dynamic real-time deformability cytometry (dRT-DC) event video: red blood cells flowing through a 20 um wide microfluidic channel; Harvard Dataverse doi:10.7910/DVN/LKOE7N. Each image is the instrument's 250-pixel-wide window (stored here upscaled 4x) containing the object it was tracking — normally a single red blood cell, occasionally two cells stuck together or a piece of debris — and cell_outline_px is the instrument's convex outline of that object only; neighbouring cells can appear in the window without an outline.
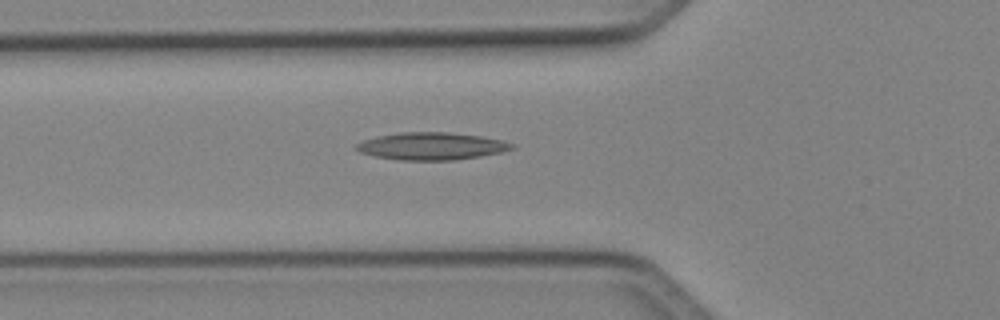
{"species": "Egyptian fruit bat (a non-hibernating species)", "species_latin": "Rousettus aegyptiacus", "temperature_condition": "cold", "stored_images_in_passage": 41, "camera_frame_rate_fps": 3000, "um_per_image_px": 0.085, "animal": {"sex": "female"}, "frame": {"image": 1, "passage_image": 10, "time_ms": 3.0, "image_size_px": [1000, 320], "cell_outline_px": [[516, 148], [500, 152], [480, 156], [452, 160], [400, 160], [376, 156], [360, 152], [356, 148], [356, 144], [364, 140], [376, 136], [400, 132], [448, 132], [480, 136], [500, 140], [516, 144]], "centroid_in_image_um": [36.69, 12.41], "position_along_channel_um": 89.1, "area_um2": 24.68}}
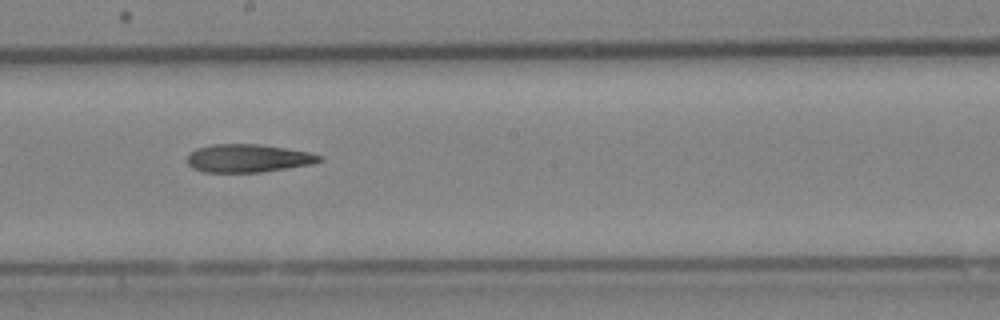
{"frame": {"image": 2, "passage_image": 20, "time_ms": 6.333, "image_size_px": [1000, 320], "cell_outline_px": [[324, 160], [312, 164], [260, 172], [204, 172], [192, 168], [188, 164], [188, 156], [196, 148], [212, 144], [260, 144], [308, 152], [324, 156]], "centroid_in_image_um": [21.1, 13.45], "position_along_channel_um": 227.1, "area_um2": 21.56}}
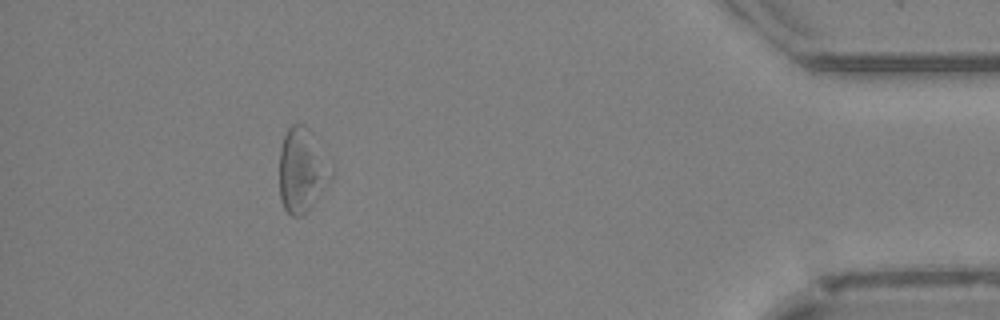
{"frame": {"image": 3, "passage_image": 37, "time_ms": 12.0, "image_size_px": [1000, 320], "cell_outline_px": [[320, 176], [312, 204], [308, 212], [300, 216], [292, 216], [284, 208], [280, 200], [280, 148], [284, 136], [288, 128], [292, 124], [304, 124], [312, 132]], "centroid_in_image_um": [25.35, 14.47], "position_along_channel_um": 409.8, "area_um2": 21.39}, "authors_computed_cell_mechanics": {"area_um2": 23.0622, "velocity_mm_per_s": 4.1488, "shape_relaxation_time_tau1_ms": null, "shape_relaxation_time_tau2_ms": 8.3369, "deformation_change_tau1": null, "deformation_change_tau2": 0.2271}}